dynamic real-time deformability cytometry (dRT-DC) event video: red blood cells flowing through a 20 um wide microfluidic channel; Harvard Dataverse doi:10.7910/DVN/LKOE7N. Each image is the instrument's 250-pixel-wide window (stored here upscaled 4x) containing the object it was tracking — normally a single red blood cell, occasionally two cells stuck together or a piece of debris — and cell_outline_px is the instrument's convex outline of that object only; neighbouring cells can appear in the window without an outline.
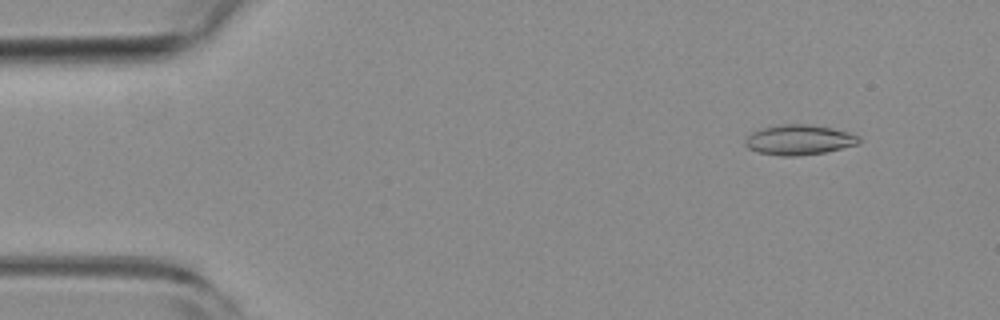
{"species": "common noctule bat (a hibernating species)", "species_latin": "Nyctalus noctula", "temperature_condition": "room temperature", "stored_images_in_passage": 54, "camera_frame_rate_fps": 3000, "um_per_image_px": 0.085, "animal": {"sex": "female", "body_mass_g": 19.3, "forearm_length_mm": 54.1}, "frame": {"image": 1, "passage_image": 5, "time_ms": 1.333, "image_size_px": [1000, 320], "cell_outline_px": [[860, 144], [824, 152], [796, 156], [784, 156], [760, 152], [748, 148], [744, 144], [744, 140], [752, 132], [760, 128], [780, 124], [808, 124], [832, 128], [848, 132], [860, 136]], "centroid_in_image_um": [67.93, 11.87], "position_along_channel_um": 17.1, "area_um2": 19.94}}
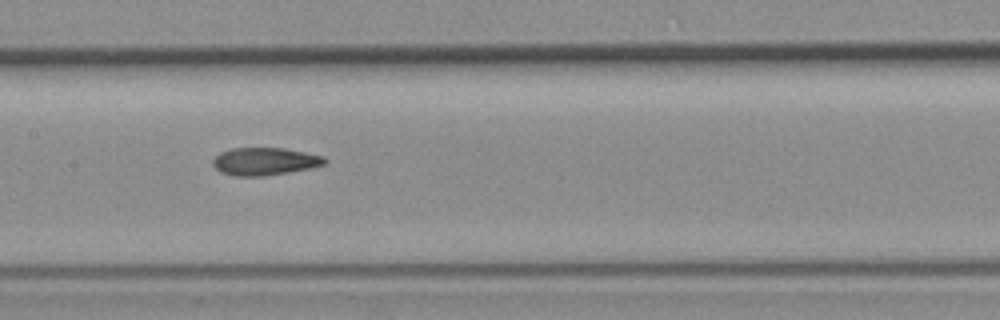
{"frame": {"image": 2, "passage_image": 26, "time_ms": 8.333, "image_size_px": [1000, 320], "cell_outline_px": [[328, 160], [324, 164], [312, 168], [264, 176], [236, 176], [220, 172], [212, 164], [212, 160], [220, 152], [232, 148], [284, 148], [324, 156]], "centroid_in_image_um": [22.5, 13.72], "position_along_channel_um": 184.9, "area_um2": 18.03}}
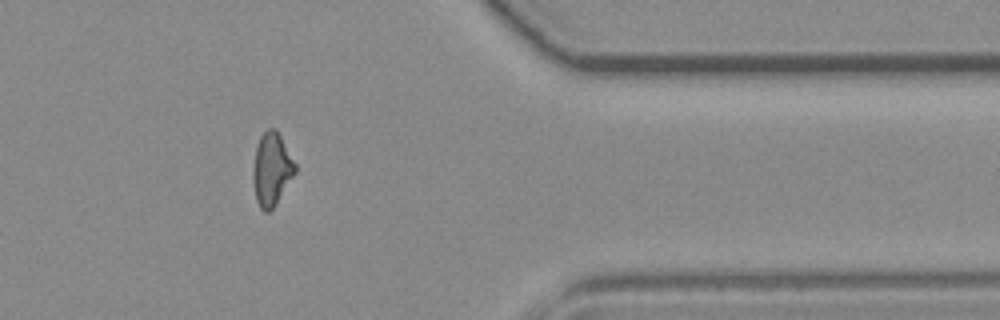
{"frame": {"image": 3, "passage_image": 44, "time_ms": 14.333, "image_size_px": [1000, 320], "cell_outline_px": [[296, 172], [276, 204], [268, 212], [264, 212], [260, 208], [256, 200], [252, 180], [252, 172], [256, 144], [260, 136], [268, 128], [276, 128], [296, 164]], "centroid_in_image_um": [23.07, 14.38], "position_along_channel_um": 388.3, "area_um2": 18.03}, "authors_computed_cell_mechanics": {"area_um2": 18.1781, "velocity_mm_per_s": 3.7514, "shape_relaxation_time_tau1_ms": null, "shape_relaxation_time_tau2_ms": 3.1553, "deformation_change_tau1": null, "deformation_change_tau2": 0.115}}